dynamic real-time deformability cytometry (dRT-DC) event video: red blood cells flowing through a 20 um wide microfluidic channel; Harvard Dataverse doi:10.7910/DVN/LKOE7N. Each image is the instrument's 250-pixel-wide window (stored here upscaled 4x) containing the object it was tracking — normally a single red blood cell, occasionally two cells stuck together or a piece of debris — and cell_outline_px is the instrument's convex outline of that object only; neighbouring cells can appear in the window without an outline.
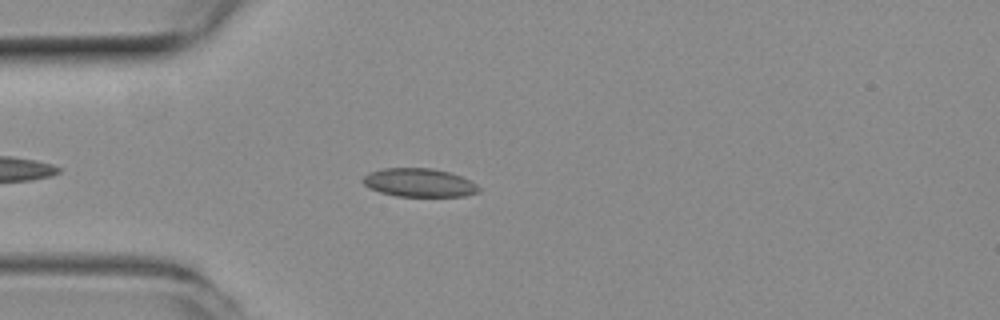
{"species": "common noctule bat (a hibernating species)", "species_latin": "Nyctalus noctula", "temperature_condition": "room temperature", "stored_images_in_passage": 30, "camera_frame_rate_fps": 3000, "um_per_image_px": 0.085, "animal": {"sex": "female", "body_mass_g": 19.3, "forearm_length_mm": 54.1}, "frame": {"image": 1, "passage_image": 7, "time_ms": 2.0, "image_size_px": [1000, 320], "cell_outline_px": [[480, 192], [464, 196], [396, 196], [380, 192], [368, 188], [360, 180], [368, 172], [384, 168], [432, 168], [448, 172], [460, 176], [476, 184], [480, 188]], "centroid_in_image_um": [35.59, 15.52], "position_along_channel_um": 49.4, "area_um2": 19.25}}
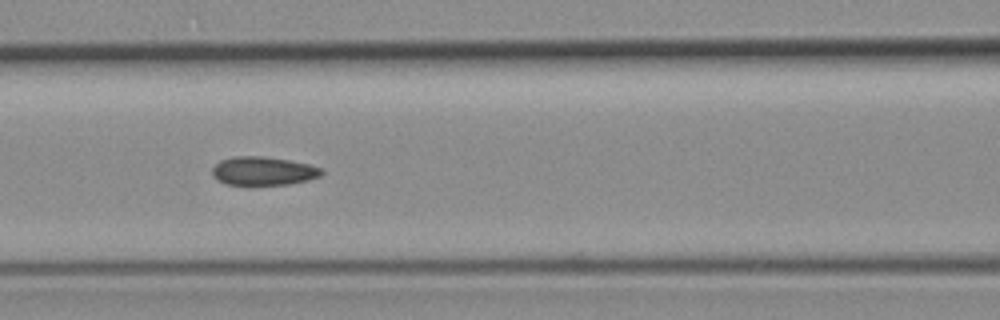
{"frame": {"image": 2, "passage_image": 15, "time_ms": 4.667, "image_size_px": [1000, 320], "cell_outline_px": [[324, 172], [320, 176], [308, 180], [288, 184], [248, 188], [224, 184], [216, 180], [212, 176], [212, 168], [220, 160], [236, 156], [264, 156], [288, 160], [308, 164], [324, 168]], "centroid_in_image_um": [22.33, 14.59], "position_along_channel_um": 144.3, "area_um2": 19.13}}
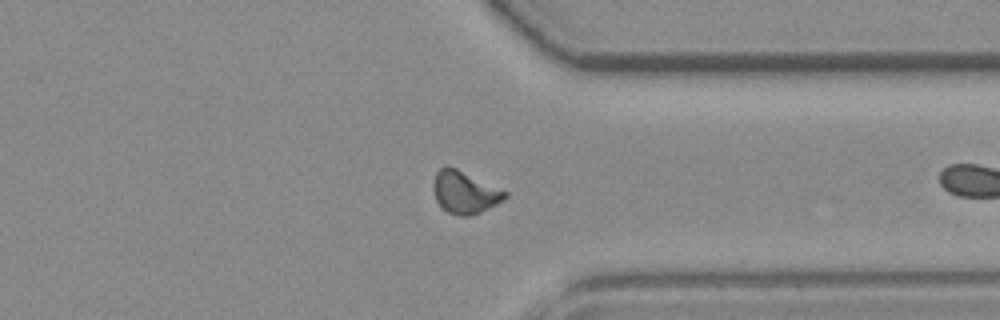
{"frame": {"image": 3, "passage_image": 29, "time_ms": 9.333, "image_size_px": [1000, 320], "cell_outline_px": [[508, 196], [504, 200], [480, 212], [468, 216], [456, 216], [448, 212], [436, 200], [432, 188], [432, 184], [436, 172], [444, 164], [448, 164], [508, 192]], "centroid_in_image_um": [39.48, 16.32], "position_along_channel_um": 371.9, "area_um2": 17.8}}